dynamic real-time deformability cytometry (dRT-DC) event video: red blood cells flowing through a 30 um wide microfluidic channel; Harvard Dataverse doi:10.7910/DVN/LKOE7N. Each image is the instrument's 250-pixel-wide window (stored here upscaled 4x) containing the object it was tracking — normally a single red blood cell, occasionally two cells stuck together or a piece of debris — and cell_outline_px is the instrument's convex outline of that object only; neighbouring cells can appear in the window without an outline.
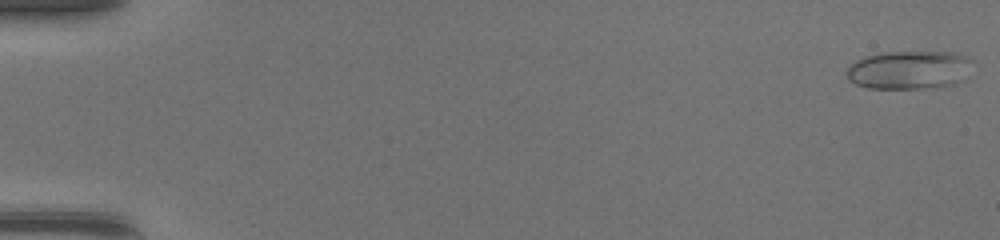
{"species": "common noctule bat (a hibernating species)", "species_latin": "Nyctalus noctula", "temperature_condition": "warm", "stored_images_in_passage": 48, "camera_frame_rate_fps": 3000, "um_per_image_px": 0.085, "animal": {"sex": "female", "body_mass_g": 17.0, "forearm_length_mm": 48.0}, "frame": {"image": 1, "passage_image": 1, "time_ms": 0.0, "image_size_px": [1000, 240], "cell_outline_px": [[972, 60], [964, 80], [956, 84], [936, 88], [868, 88], [856, 84], [848, 80], [848, 64], [864, 56], [884, 52], [956, 52], [968, 56]], "centroid_in_image_um": [77.3, 5.94], "position_along_channel_um": 7.7, "area_um2": 28.5}}
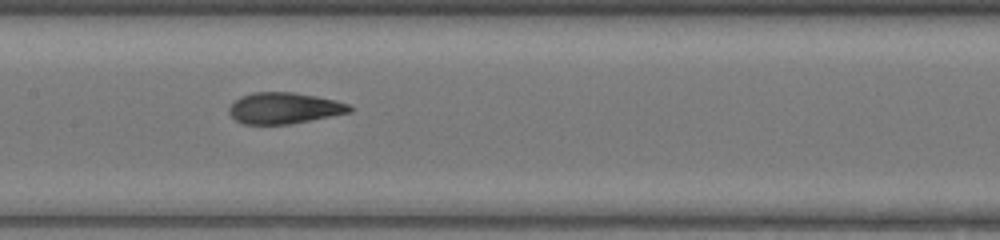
{"frame": {"image": 2, "passage_image": 25, "time_ms": 8.0, "image_size_px": [1000, 240], "cell_outline_px": [[352, 112], [292, 124], [244, 124], [236, 120], [228, 112], [228, 108], [240, 96], [252, 92], [292, 92], [316, 96], [336, 100], [348, 104], [352, 108]], "centroid_in_image_um": [24.16, 9.19], "position_along_channel_um": 183.2, "area_um2": 21.96}}
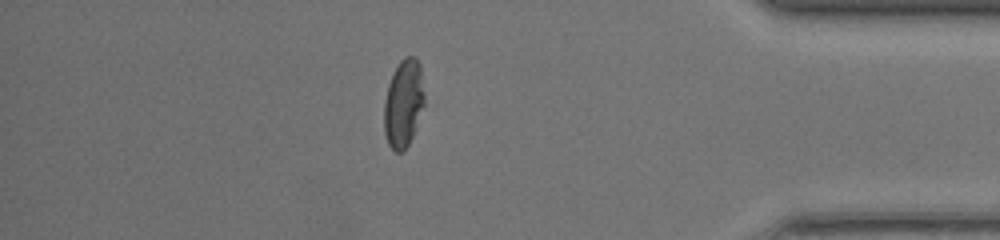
{"frame": {"image": 3, "passage_image": 42, "time_ms": 13.667, "image_size_px": [1000, 240], "cell_outline_px": [[424, 104], [412, 136], [408, 144], [400, 152], [396, 152], [388, 144], [384, 132], [384, 100], [388, 84], [392, 72], [400, 60], [404, 56], [416, 56], [420, 64], [424, 92]], "centroid_in_image_um": [34.28, 8.73], "position_along_channel_um": 400.9, "area_um2": 20.69}, "authors_computed_cell_mechanics": {"area_um2": 22.3975, "velocity_mm_per_s": 4.4075, "shape_relaxation_time_tau1_ms": 5.9791, "shape_relaxation_time_tau2_ms": 1.3429, "deformation_change_tau1": 0.2319, "deformation_change_tau2": 0.0692}}